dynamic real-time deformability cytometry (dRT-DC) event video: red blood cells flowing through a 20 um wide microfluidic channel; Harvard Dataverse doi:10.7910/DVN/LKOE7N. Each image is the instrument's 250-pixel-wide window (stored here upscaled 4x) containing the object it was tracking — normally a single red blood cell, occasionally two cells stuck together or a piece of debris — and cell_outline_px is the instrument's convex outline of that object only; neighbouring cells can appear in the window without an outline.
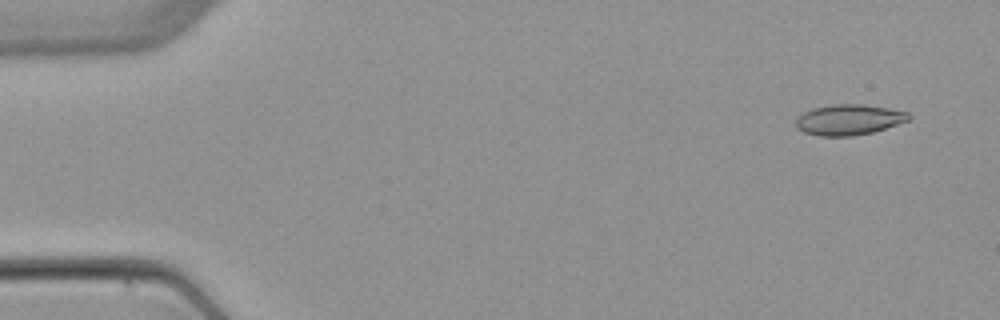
{"species": "common noctule bat (a hibernating species)", "species_latin": "Nyctalus noctula", "temperature_condition": "warm", "stored_images_in_passage": 4, "camera_frame_rate_fps": 3000, "um_per_image_px": 0.085, "animal": {"sex": "female", "body_mass_g": 22.7, "forearm_length_mm": 54.2}, "frame": {"image": 1, "passage_image": 1, "time_ms": 0.0, "image_size_px": [1000, 320], "cell_outline_px": [[912, 116], [908, 120], [872, 132], [852, 136], [820, 136], [804, 132], [796, 128], [796, 120], [804, 112], [812, 108], [832, 104], [860, 104], [888, 108], [908, 112]], "centroid_in_image_um": [72.13, 10.17], "position_along_channel_um": 12.9, "area_um2": 19.94}}
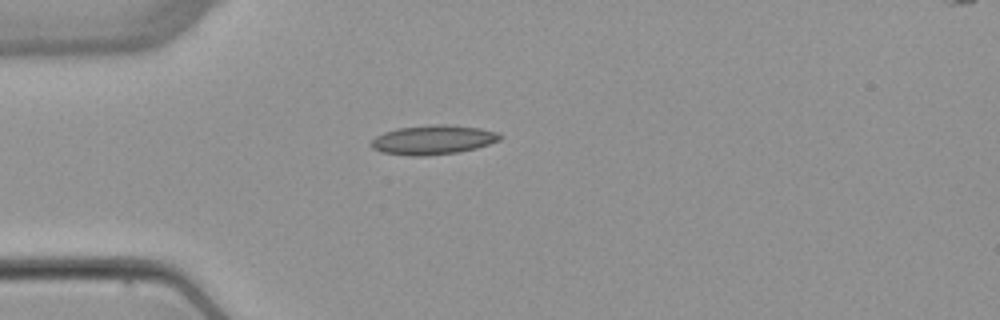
{"frame": {"image": 2, "passage_image": 4, "time_ms": 3.667, "image_size_px": [1000, 320], "cell_outline_px": [[504, 136], [500, 140], [476, 148], [460, 152], [424, 156], [412, 156], [380, 152], [372, 148], [368, 144], [376, 136], [384, 132], [396, 128], [436, 124], [448, 124], [480, 128], [500, 132]], "centroid_in_image_um": [36.82, 11.88], "position_along_channel_um": 48.2, "area_um2": 22.31}}